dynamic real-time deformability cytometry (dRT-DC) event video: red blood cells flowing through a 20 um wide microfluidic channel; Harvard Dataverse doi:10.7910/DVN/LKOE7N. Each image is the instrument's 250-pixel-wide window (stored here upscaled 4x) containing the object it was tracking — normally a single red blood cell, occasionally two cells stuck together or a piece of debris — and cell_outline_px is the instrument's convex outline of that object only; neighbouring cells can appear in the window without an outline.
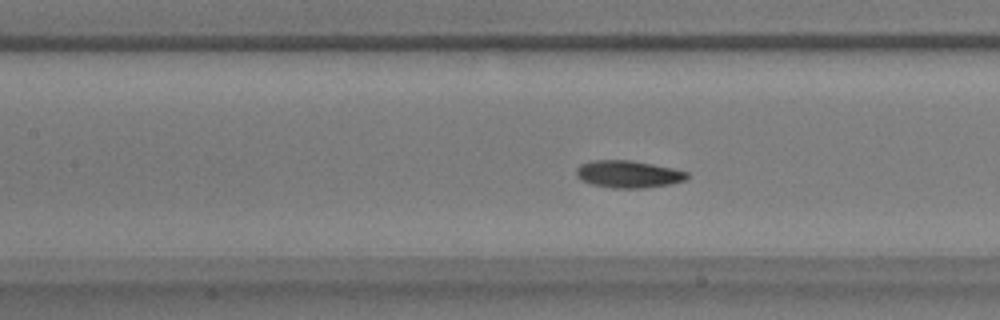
{"species": "common noctule bat (a hibernating species)", "species_latin": "Nyctalus noctula", "temperature_condition": "warm", "stored_images_in_passage": 55, "camera_frame_rate_fps": 3000, "um_per_image_px": 0.085, "animal": {"sex": "male", "body_mass_g": 17.9}, "frame": {"image": 1, "passage_image": 23, "time_ms": 7.333, "image_size_px": [1000, 320], "cell_outline_px": [[688, 176], [684, 180], [668, 184], [644, 188], [612, 188], [592, 184], [580, 180], [576, 176], [576, 168], [580, 164], [592, 160], [632, 160], [672, 168], [688, 172]], "centroid_in_image_um": [53.35, 14.8], "position_along_channel_um": 154.0, "area_um2": 17.57}}
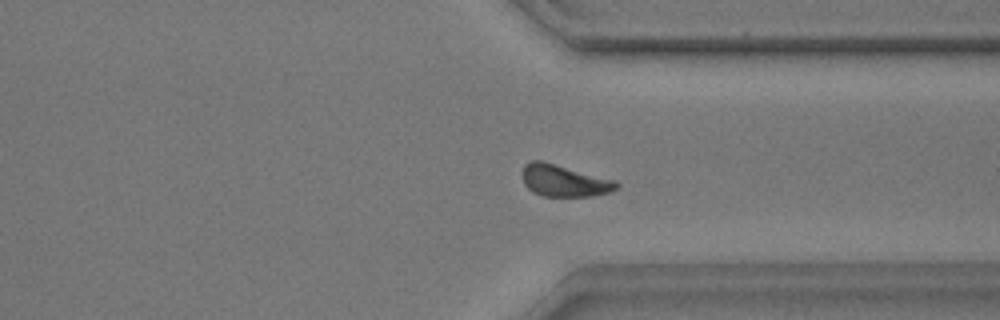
{"frame": {"image": 2, "passage_image": 41, "time_ms": 13.333, "image_size_px": [1000, 320], "cell_outline_px": [[620, 188], [608, 192], [592, 196], [544, 196], [532, 192], [524, 184], [524, 164], [532, 160], [540, 160], [616, 180], [620, 184]], "centroid_in_image_um": [47.99, 15.36], "position_along_channel_um": 363.4, "area_um2": 17.34}}
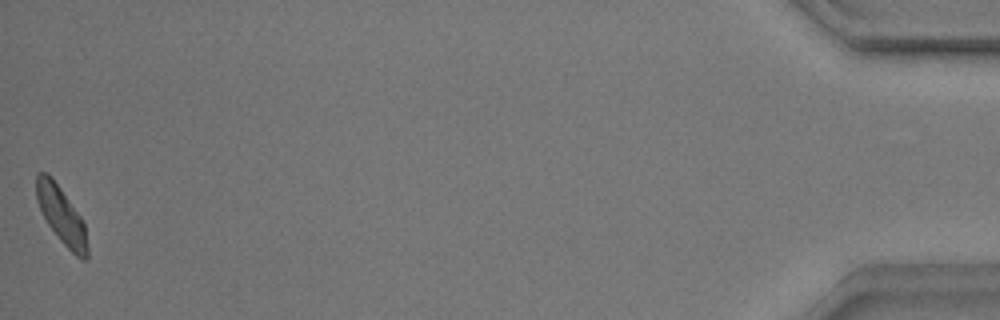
{"frame": {"image": 3, "passage_image": 55, "time_ms": 18.0, "image_size_px": [1000, 320], "cell_outline_px": [[88, 256], [84, 260], [76, 256], [60, 240], [48, 224], [36, 200], [36, 172], [44, 172], [52, 176], [80, 216], [84, 224], [88, 248]], "centroid_in_image_um": [5.21, 18.28], "position_along_channel_um": 430.0, "area_um2": 16.7}, "authors_computed_cell_mechanics": {"area_um2": 17.1666, "velocity_mm_per_s": 3.4922, "shape_relaxation_time_tau1_ms": 2.7481, "shape_relaxation_time_tau2_ms": null, "deformation_change_tau1": 0.1269, "deformation_change_tau2": null}}